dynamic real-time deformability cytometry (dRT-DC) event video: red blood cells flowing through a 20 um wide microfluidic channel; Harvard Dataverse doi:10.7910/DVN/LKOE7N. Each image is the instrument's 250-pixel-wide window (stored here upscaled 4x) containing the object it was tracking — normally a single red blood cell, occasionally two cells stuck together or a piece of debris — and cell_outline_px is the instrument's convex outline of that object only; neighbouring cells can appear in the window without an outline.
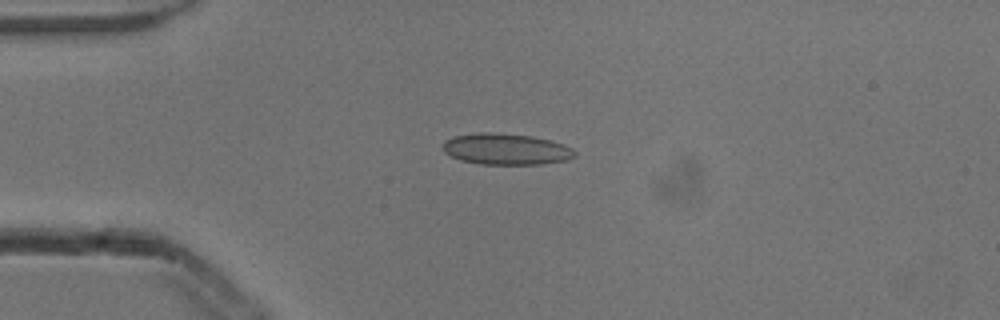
{"species": "common noctule bat (a hibernating species)", "species_latin": "Nyctalus noctula", "temperature_condition": "cold", "stored_images_in_passage": 7, "camera_frame_rate_fps": 3000, "um_per_image_px": 0.085, "animal": {"sex": "male", "body_mass_g": 13.3}, "frame": {"image": 1, "passage_image": 2, "time_ms": 0.333, "image_size_px": [1000, 320], "cell_outline_px": [[576, 156], [568, 160], [544, 164], [480, 164], [460, 160], [444, 152], [444, 140], [452, 136], [480, 132], [488, 132], [532, 136], [564, 144], [572, 148], [576, 152]], "centroid_in_image_um": [43.03, 12.68], "position_along_channel_um": 42.0, "area_um2": 24.04}}
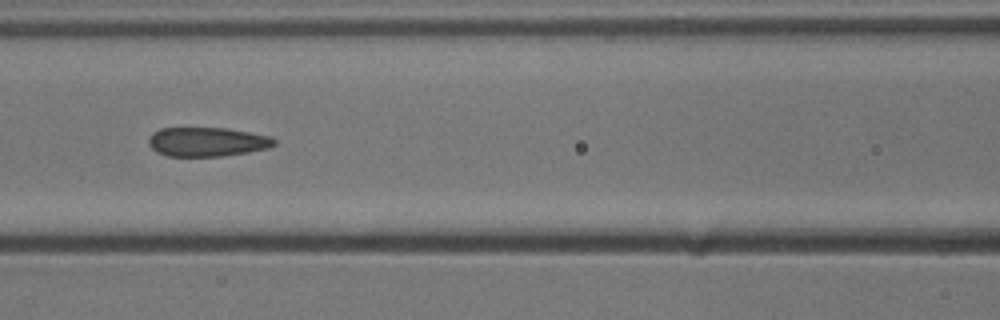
{"frame": {"image": 2, "passage_image": 5, "time_ms": 1.333, "image_size_px": [1000, 320], "cell_outline_px": [[276, 144], [268, 148], [248, 152], [220, 156], [168, 156], [156, 152], [148, 144], [148, 136], [152, 132], [160, 128], [228, 128], [272, 136], [276, 140]], "centroid_in_image_um": [17.6, 12.05], "position_along_channel_um": 149.0, "area_um2": 21.56}}
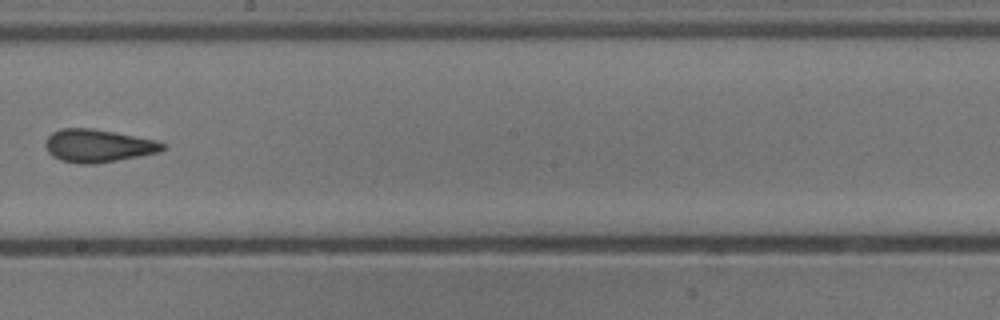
{"frame": {"image": 3, "passage_image": 7, "time_ms": 2.0, "image_size_px": [1000, 320], "cell_outline_px": [[164, 148], [160, 152], [140, 156], [96, 164], [80, 164], [60, 160], [52, 156], [48, 152], [44, 144], [48, 136], [52, 132], [60, 128], [92, 128], [116, 132], [156, 140], [164, 144]], "centroid_in_image_um": [8.31, 12.39], "position_along_channel_um": 239.9, "area_um2": 22.6}}